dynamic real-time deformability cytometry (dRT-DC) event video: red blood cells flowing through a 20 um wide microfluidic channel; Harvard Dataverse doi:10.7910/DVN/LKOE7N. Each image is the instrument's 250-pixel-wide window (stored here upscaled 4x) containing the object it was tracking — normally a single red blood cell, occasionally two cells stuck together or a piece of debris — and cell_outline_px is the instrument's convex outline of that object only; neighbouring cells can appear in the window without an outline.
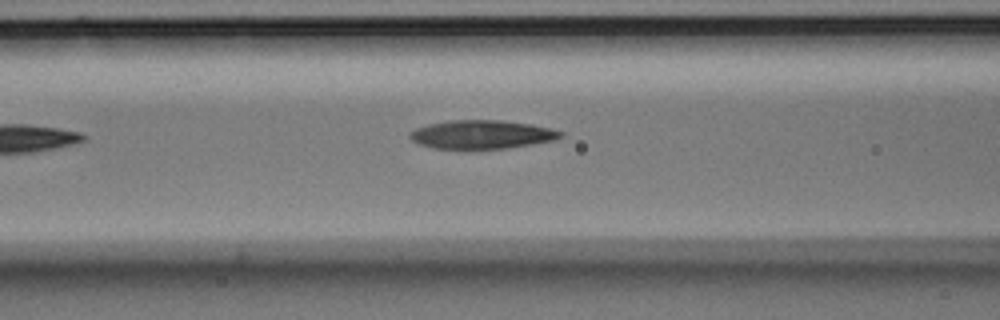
{"species": "Egyptian fruit bat (a non-hibernating species)", "species_latin": "Rousettus aegyptiacus", "temperature_condition": "room temperature", "stored_images_in_passage": 4, "camera_frame_rate_fps": 3000, "um_per_image_px": 0.085, "animal": {"sex": "male"}, "frame": {"image": 1, "passage_image": 4, "time_ms": 1.0, "image_size_px": [1000, 320], "cell_outline_px": [[564, 136], [552, 140], [532, 144], [508, 148], [432, 148], [420, 144], [412, 140], [408, 136], [416, 128], [428, 124], [452, 120], [500, 120], [532, 124], [564, 132]], "centroid_in_image_um": [40.96, 11.42], "position_along_channel_um": 125.6, "area_um2": 24.8}}